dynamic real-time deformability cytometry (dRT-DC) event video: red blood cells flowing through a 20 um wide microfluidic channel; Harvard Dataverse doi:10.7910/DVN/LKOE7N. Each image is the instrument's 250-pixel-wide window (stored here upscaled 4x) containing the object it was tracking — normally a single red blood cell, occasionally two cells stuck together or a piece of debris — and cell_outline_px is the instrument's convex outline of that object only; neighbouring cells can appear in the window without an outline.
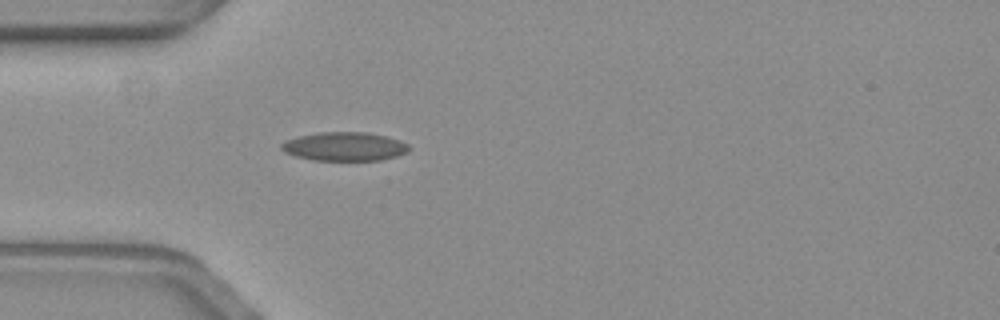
{"species": "common noctule bat (a hibernating species)", "species_latin": "Nyctalus noctula", "temperature_condition": "warm", "stored_images_in_passage": 38, "camera_frame_rate_fps": 3000, "um_per_image_px": 0.085, "animal": {"sex": "female", "body_mass_g": 19.3, "forearm_length_mm": 54.1}, "frame": {"image": 1, "passage_image": 6, "time_ms": 1.667, "image_size_px": [1000, 320], "cell_outline_px": [[412, 148], [408, 152], [396, 156], [380, 160], [312, 160], [296, 156], [284, 152], [280, 148], [280, 144], [284, 140], [300, 136], [320, 132], [368, 132], [400, 140], [408, 144]], "centroid_in_image_um": [29.28, 12.45], "position_along_channel_um": 55.7, "area_um2": 21.44}}
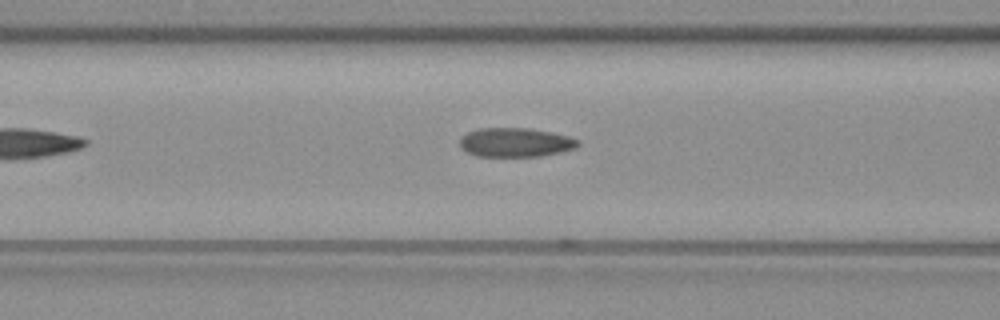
{"frame": {"image": 2, "passage_image": 12, "time_ms": 3.667, "image_size_px": [1000, 320], "cell_outline_px": [[580, 144], [576, 148], [560, 152], [540, 156], [476, 156], [460, 148], [460, 140], [468, 132], [480, 128], [528, 128], [552, 132], [568, 136], [580, 140]], "centroid_in_image_um": [43.84, 12.1], "position_along_channel_um": 122.8, "area_um2": 20.0}}
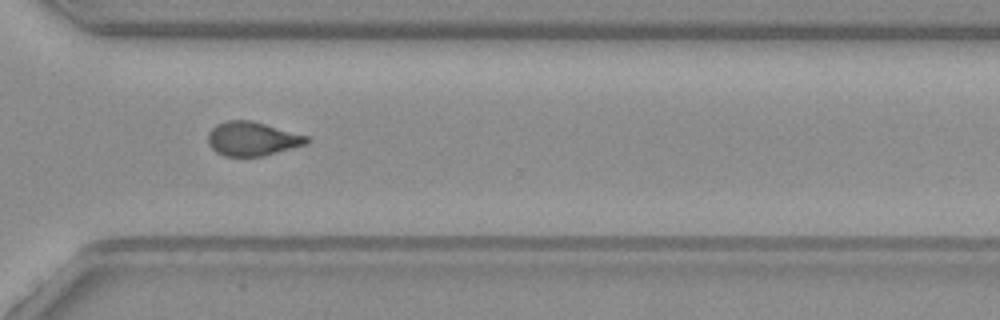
{"frame": {"image": 3, "passage_image": 31, "time_ms": 10.0, "image_size_px": [1000, 320], "cell_outline_px": [[308, 144], [264, 156], [224, 156], [216, 152], [208, 144], [208, 132], [216, 124], [228, 120], [252, 120], [308, 136]], "centroid_in_image_um": [21.43, 11.8], "position_along_channel_um": 349.2, "area_um2": 19.65}, "authors_computed_cell_mechanics": {"area_um2": 20.2011, "velocity_mm_per_s": 3.5814, "shape_relaxation_time_tau1_ms": null, "shape_relaxation_time_tau2_ms": 2.1718, "deformation_change_tau1": null, "deformation_change_tau2": 0.0722}}